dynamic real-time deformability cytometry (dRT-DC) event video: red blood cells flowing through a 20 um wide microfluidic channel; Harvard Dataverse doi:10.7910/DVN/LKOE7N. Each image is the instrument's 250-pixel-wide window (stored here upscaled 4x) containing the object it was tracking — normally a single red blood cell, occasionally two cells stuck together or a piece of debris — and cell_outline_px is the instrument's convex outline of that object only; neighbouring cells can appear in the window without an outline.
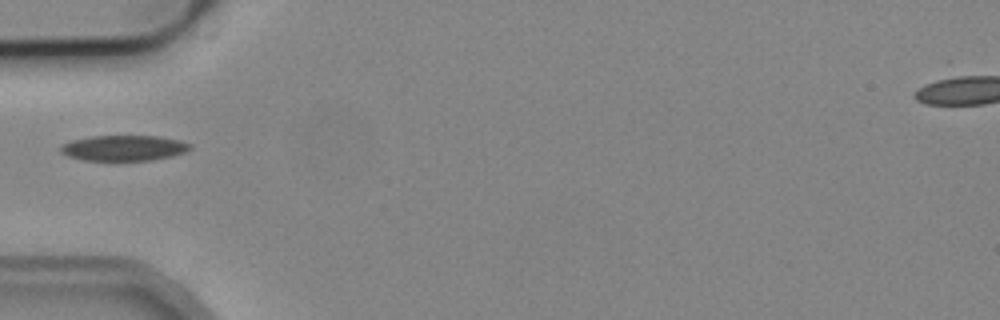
{"species": "common noctule bat (a hibernating species)", "species_latin": "Nyctalus noctula", "temperature_condition": "cold", "stored_images_in_passage": 1, "camera_frame_rate_fps": 3000, "um_per_image_px": 0.085, "animal": {"sex": "male", "body_mass_g": 19.2, "forearm_length_mm": 51.8}, "frame": {"image": 1, "passage_image": 1, "time_ms": 0.0, "image_size_px": [1000, 320], "cell_outline_px": [[192, 148], [184, 152], [172, 156], [152, 160], [116, 164], [84, 160], [68, 156], [60, 152], [60, 144], [72, 140], [92, 136], [160, 136], [180, 140], [192, 144]], "centroid_in_image_um": [10.5, 12.63], "position_along_channel_um": 74.5, "area_um2": 20.29}}